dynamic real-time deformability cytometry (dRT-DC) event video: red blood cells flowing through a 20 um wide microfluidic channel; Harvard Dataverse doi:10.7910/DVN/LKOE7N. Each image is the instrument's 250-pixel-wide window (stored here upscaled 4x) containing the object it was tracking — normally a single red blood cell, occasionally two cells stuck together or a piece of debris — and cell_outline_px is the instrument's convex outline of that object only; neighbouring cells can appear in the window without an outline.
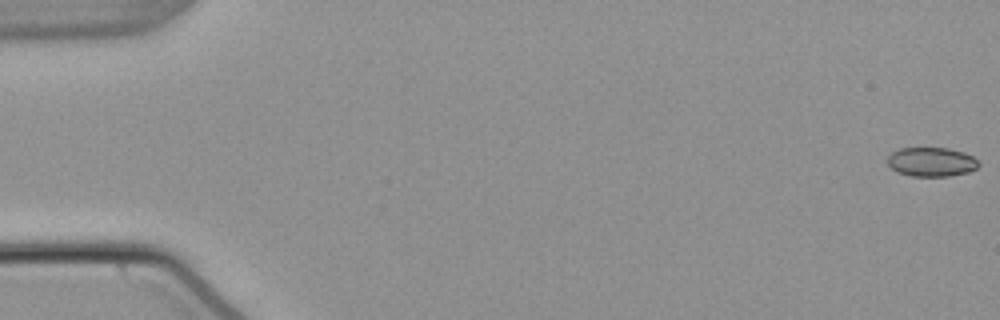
{"species": "common noctule bat (a hibernating species)", "species_latin": "Nyctalus noctula", "temperature_condition": "warm", "stored_images_in_passage": 18, "camera_frame_rate_fps": 3000, "um_per_image_px": 0.085, "animal": {"sex": "male", "body_mass_g": 21.5, "forearm_length_mm": 52.0}, "frame": {"image": 1, "passage_image": 1, "time_ms": 0.0, "image_size_px": [1000, 320], "cell_outline_px": [[980, 164], [976, 168], [968, 172], [948, 176], [912, 176], [896, 172], [888, 164], [888, 156], [892, 152], [900, 148], [948, 148], [964, 152], [972, 156]], "centroid_in_image_um": [79.16, 13.76], "position_along_channel_um": 5.8, "area_um2": 15.43}}
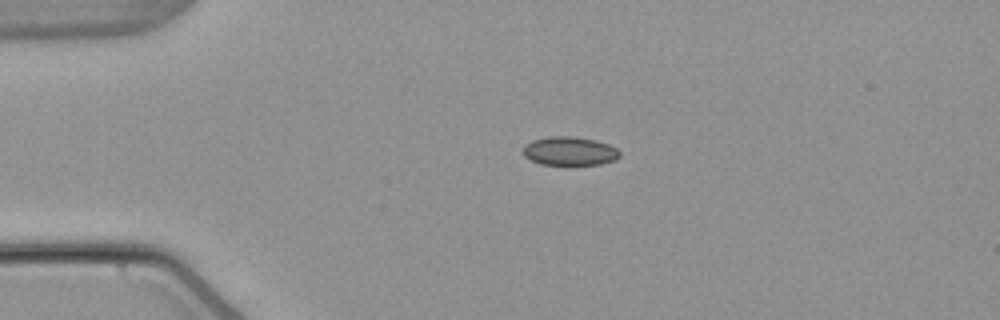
{"frame": {"image": 2, "passage_image": 13, "time_ms": 4.0, "image_size_px": [1000, 320], "cell_outline_px": [[620, 156], [616, 160], [600, 164], [568, 168], [540, 164], [524, 156], [524, 144], [532, 140], [548, 136], [572, 136], [596, 140], [608, 144], [616, 148], [620, 152]], "centroid_in_image_um": [48.42, 12.89], "position_along_channel_um": 36.6, "area_um2": 16.99}}